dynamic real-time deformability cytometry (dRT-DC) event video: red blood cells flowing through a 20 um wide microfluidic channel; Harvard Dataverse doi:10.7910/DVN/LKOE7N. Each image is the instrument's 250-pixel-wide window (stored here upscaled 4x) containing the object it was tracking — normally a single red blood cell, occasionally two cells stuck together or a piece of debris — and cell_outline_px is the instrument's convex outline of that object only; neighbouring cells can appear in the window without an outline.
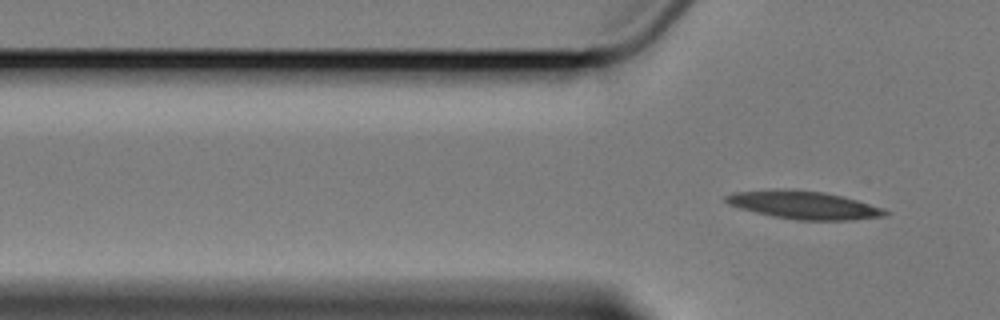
{"species": "Egyptian fruit bat (a non-hibernating species)", "species_latin": "Rousettus aegyptiacus", "temperature_condition": "cold", "stored_images_in_passage": 4, "camera_frame_rate_fps": 3000, "um_per_image_px": 0.085, "animal": {"sex": "female"}, "frame": {"image": 1, "passage_image": 4, "time_ms": 5.0, "image_size_px": [1000, 320], "cell_outline_px": [[888, 216], [852, 220], [796, 220], [772, 216], [740, 208], [728, 204], [724, 200], [724, 196], [732, 192], [824, 192], [856, 200], [880, 208], [888, 212]], "centroid_in_image_um": [68.37, 17.49], "position_along_channel_um": 57.4, "area_um2": 24.57}}